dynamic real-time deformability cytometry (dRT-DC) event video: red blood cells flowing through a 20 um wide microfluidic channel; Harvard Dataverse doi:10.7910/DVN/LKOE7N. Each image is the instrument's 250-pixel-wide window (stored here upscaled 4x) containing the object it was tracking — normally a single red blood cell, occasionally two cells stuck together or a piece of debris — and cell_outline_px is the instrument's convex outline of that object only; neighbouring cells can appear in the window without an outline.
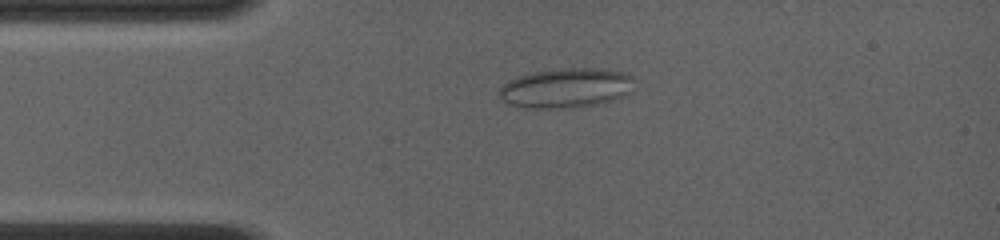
{"species": "common noctule bat (a hibernating species)", "species_latin": "Nyctalus noctula", "temperature_condition": "room temperature", "stored_images_in_passage": 45, "camera_frame_rate_fps": 4000, "um_per_image_px": 0.085, "animal": {"sex": "female", "body_mass_g": 19.0, "forearm_length_mm": 56.7}, "frame": {"image": 1, "passage_image": 1, "time_ms": 0.0, "image_size_px": [1000, 240], "cell_outline_px": [[632, 92], [624, 96], [612, 100], [596, 104], [576, 108], [520, 108], [508, 104], [496, 92], [508, 80], [520, 76], [536, 72], [564, 68], [600, 68], [628, 72], [632, 76]], "centroid_in_image_um": [48.13, 7.49], "position_along_channel_um": 36.9, "area_um2": 31.5}}
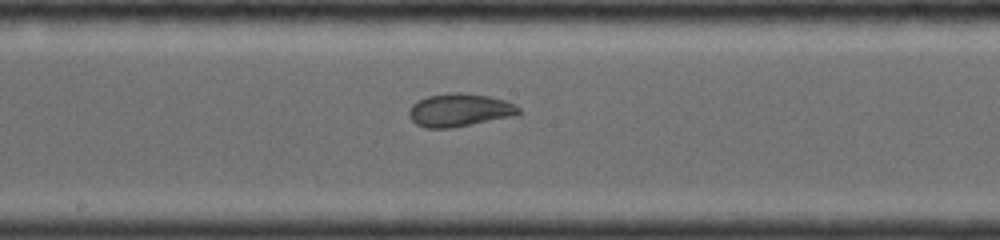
{"frame": {"image": 2, "passage_image": 25, "time_ms": 4.75, "image_size_px": [1000, 240], "cell_outline_px": [[520, 116], [448, 128], [424, 128], [416, 124], [408, 116], [408, 112], [412, 104], [428, 96], [456, 92], [460, 92], [488, 96], [504, 100], [520, 108]], "centroid_in_image_um": [39.08, 9.37], "position_along_channel_um": 209.1, "area_um2": 21.15}}
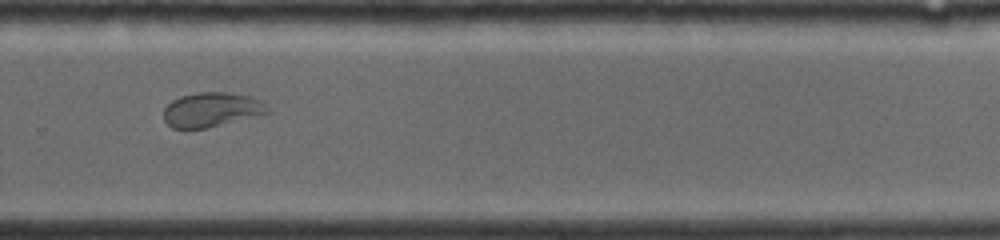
{"frame": {"image": 3, "passage_image": 39, "time_ms": 7.25, "image_size_px": [1000, 240], "cell_outline_px": [[272, 112], [204, 128], [172, 128], [164, 120], [164, 108], [172, 100], [180, 96], [196, 92], [228, 92], [248, 96], [260, 100]], "centroid_in_image_um": [17.96, 9.31], "position_along_channel_um": 311.8, "area_um2": 20.63}}